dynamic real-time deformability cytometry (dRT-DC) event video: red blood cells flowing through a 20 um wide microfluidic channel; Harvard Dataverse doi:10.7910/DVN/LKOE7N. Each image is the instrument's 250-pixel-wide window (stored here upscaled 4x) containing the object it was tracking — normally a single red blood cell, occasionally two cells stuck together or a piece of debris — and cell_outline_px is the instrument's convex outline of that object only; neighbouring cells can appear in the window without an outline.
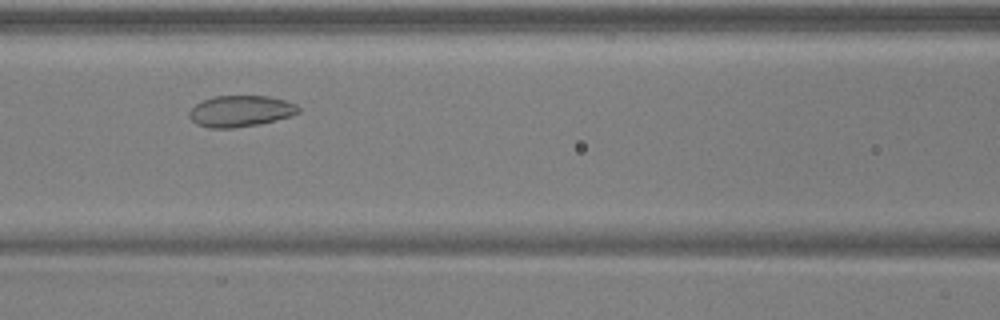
{"species": "common noctule bat (a hibernating species)", "species_latin": "Nyctalus noctula", "temperature_condition": "warm", "stored_images_in_passage": 44, "camera_frame_rate_fps": 3000, "um_per_image_px": 0.085, "animal": {"sex": "male", "body_mass_g": 17.9, "forearm_length_mm": 54.2}, "frame": {"image": 1, "passage_image": 15, "time_ms": 4.667, "image_size_px": [1000, 320], "cell_outline_px": [[300, 112], [292, 116], [260, 124], [232, 128], [208, 128], [196, 124], [188, 116], [188, 112], [196, 104], [204, 100], [216, 96], [268, 96], [284, 100], [296, 104], [300, 108]], "centroid_in_image_um": [20.45, 9.45], "position_along_channel_um": 146.1, "area_um2": 19.94}}
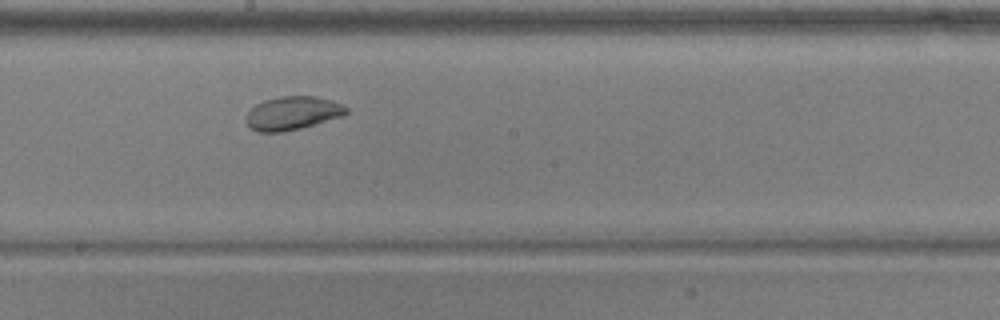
{"frame": {"image": 2, "passage_image": 21, "time_ms": 6.667, "image_size_px": [1000, 320], "cell_outline_px": [[348, 112], [344, 116], [300, 128], [284, 132], [256, 132], [244, 120], [244, 116], [256, 104], [264, 100], [280, 96], [316, 96], [332, 100], [344, 104], [348, 108]], "centroid_in_image_um": [24.88, 9.61], "position_along_channel_um": 223.3, "area_um2": 19.77}}
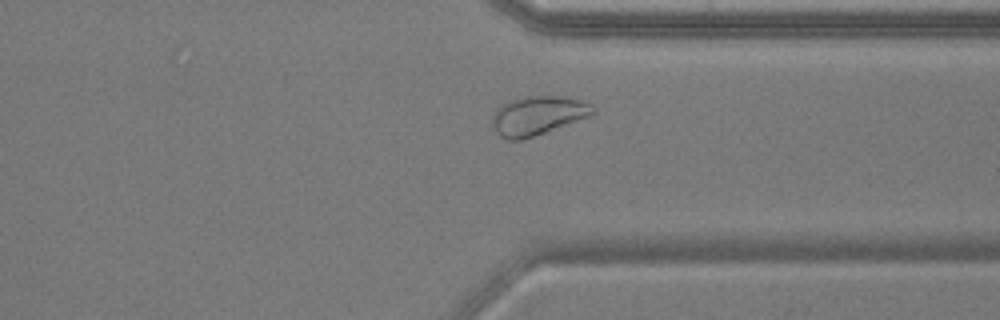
{"frame": {"image": 3, "passage_image": 32, "time_ms": 10.333, "image_size_px": [1000, 320], "cell_outline_px": [[596, 112], [592, 116], [520, 140], [508, 140], [500, 136], [496, 132], [492, 124], [492, 116], [496, 108], [500, 104], [508, 100], [524, 96], [560, 96], [580, 100], [596, 108]], "centroid_in_image_um": [45.68, 9.81], "position_along_channel_um": 365.7, "area_um2": 22.89}, "authors_computed_cell_mechanics": {"area_um2": 22.8888, "velocity_mm_per_s": 3.8689, "shape_relaxation_time_tau1_ms": null, "shape_relaxation_time_tau2_ms": 3.4413, "deformation_change_tau1": null, "deformation_change_tau2": 0.0559}}